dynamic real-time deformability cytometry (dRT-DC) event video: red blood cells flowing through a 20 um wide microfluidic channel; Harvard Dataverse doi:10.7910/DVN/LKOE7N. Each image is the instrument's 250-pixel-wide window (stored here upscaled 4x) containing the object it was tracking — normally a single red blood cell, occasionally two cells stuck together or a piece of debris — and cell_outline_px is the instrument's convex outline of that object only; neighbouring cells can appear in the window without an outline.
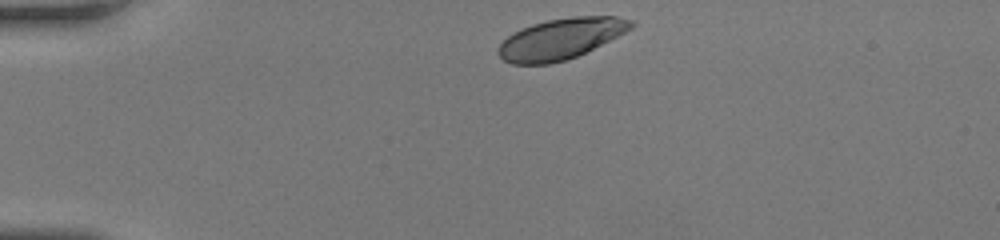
{"species": "human", "species_latin": "Homo sapiens", "temperature_condition": "room temperature", "stored_images_in_passage": 33, "camera_frame_rate_fps": 3000, "um_per_image_px": 0.085, "donor": {"sex": "female"}, "frame": {"image": 1, "passage_image": 1, "time_ms": 0.0, "image_size_px": [1000, 240], "cell_outline_px": [[636, 24], [632, 28], [576, 56], [564, 60], [548, 64], [512, 64], [504, 60], [496, 52], [496, 48], [508, 36], [532, 24], [548, 20], [572, 16], [616, 16], [632, 20]], "centroid_in_image_um": [47.64, 3.29], "position_along_channel_um": 37.4, "area_um2": 31.1}}
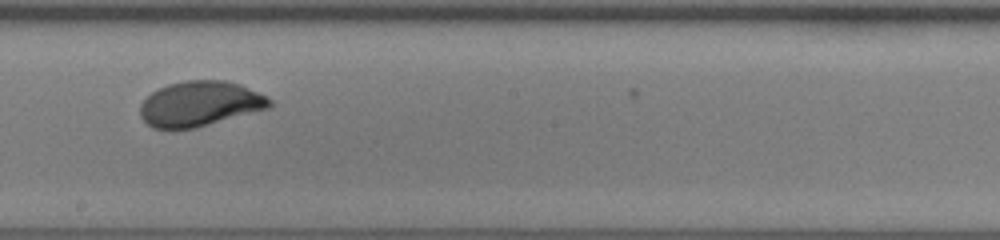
{"frame": {"image": 2, "passage_image": 19, "time_ms": 6.0, "image_size_px": [1000, 240], "cell_outline_px": [[272, 104], [268, 108], [196, 128], [152, 128], [140, 116], [140, 104], [152, 92], [168, 84], [184, 80], [224, 80], [240, 84], [272, 100]], "centroid_in_image_um": [16.97, 8.82], "position_along_channel_um": 231.2, "area_um2": 33.7}}
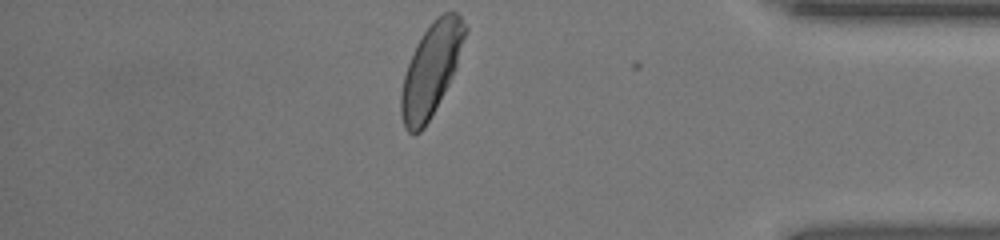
{"frame": {"image": 3, "passage_image": 33, "time_ms": 10.667, "image_size_px": [1000, 240], "cell_outline_px": [[468, 28], [452, 76], [448, 84], [424, 128], [420, 132], [408, 132], [404, 128], [400, 116], [400, 92], [404, 76], [408, 64], [416, 44], [432, 20], [436, 16], [444, 12], [456, 12], [460, 16]], "centroid_in_image_um": [36.62, 5.9], "position_along_channel_um": 398.6, "area_um2": 33.87}, "authors_computed_cell_mechanics": {"area_um2": 33.9286, "velocity_mm_per_s": 4.1621, "shape_relaxation_time_tau1_ms": 2.3404, "shape_relaxation_time_tau2_ms": null, "deformation_change_tau1": 0.1415, "deformation_change_tau2": null}}